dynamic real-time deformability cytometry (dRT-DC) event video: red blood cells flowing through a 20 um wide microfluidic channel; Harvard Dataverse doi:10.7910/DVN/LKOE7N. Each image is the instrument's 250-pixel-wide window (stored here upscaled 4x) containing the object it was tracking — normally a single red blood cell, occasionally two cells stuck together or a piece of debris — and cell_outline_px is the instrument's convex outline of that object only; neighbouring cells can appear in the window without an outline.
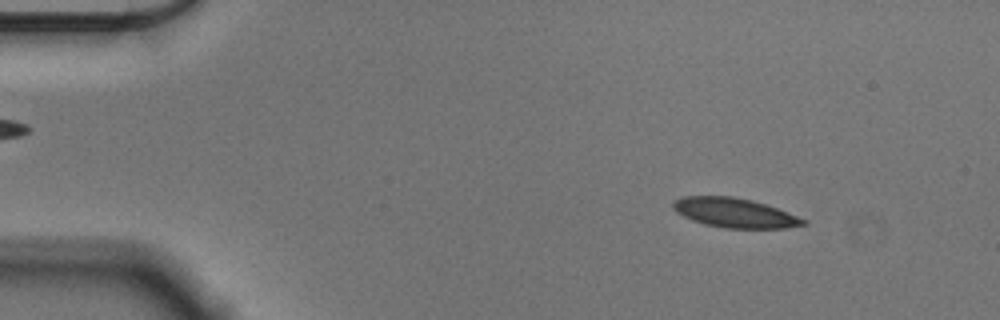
{"species": "Egyptian fruit bat (a non-hibernating species)", "species_latin": "Rousettus aegyptiacus", "temperature_condition": "cold", "stored_images_in_passage": 56, "camera_frame_rate_fps": 3000, "um_per_image_px": 0.085, "animal": {"sex": "male"}, "frame": {"image": 1, "passage_image": 7, "time_ms": 2.0, "image_size_px": [1000, 320], "cell_outline_px": [[808, 224], [784, 228], [724, 228], [704, 224], [692, 220], [676, 212], [672, 208], [672, 204], [676, 200], [684, 196], [732, 196], [752, 200], [776, 208], [808, 220]], "centroid_in_image_um": [62.44, 18.09], "position_along_channel_um": 22.6, "area_um2": 22.25}}
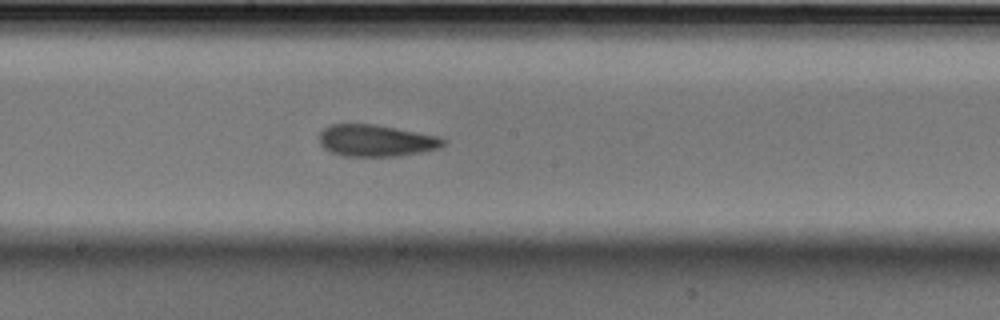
{"frame": {"image": 2, "passage_image": 30, "time_ms": 9.667, "image_size_px": [1000, 320], "cell_outline_px": [[444, 144], [440, 148], [400, 156], [344, 156], [328, 152], [320, 144], [320, 132], [324, 128], [332, 124], [372, 124], [396, 128], [440, 136], [444, 140]], "centroid_in_image_um": [31.95, 11.96], "position_along_channel_um": 216.3, "area_um2": 22.95}}
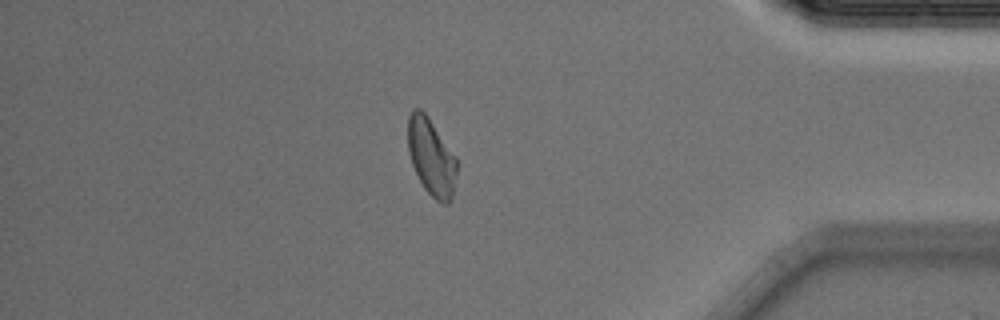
{"frame": {"image": 3, "passage_image": 48, "time_ms": 15.667, "image_size_px": [1000, 320], "cell_outline_px": [[456, 176], [452, 196], [448, 204], [440, 204], [424, 188], [412, 164], [408, 152], [408, 116], [412, 108], [420, 108], [428, 116], [456, 156]], "centroid_in_image_um": [36.65, 13.33], "position_along_channel_um": 398.5, "area_um2": 21.96}, "authors_computed_cell_mechanics": {"area_um2": 22.6287, "velocity_mm_per_s": 3.5646, "shape_relaxation_time_tau1_ms": 4.2867, "shape_relaxation_time_tau2_ms": 3.0079, "deformation_change_tau1": 0.1054, "deformation_change_tau2": 0.0858}}